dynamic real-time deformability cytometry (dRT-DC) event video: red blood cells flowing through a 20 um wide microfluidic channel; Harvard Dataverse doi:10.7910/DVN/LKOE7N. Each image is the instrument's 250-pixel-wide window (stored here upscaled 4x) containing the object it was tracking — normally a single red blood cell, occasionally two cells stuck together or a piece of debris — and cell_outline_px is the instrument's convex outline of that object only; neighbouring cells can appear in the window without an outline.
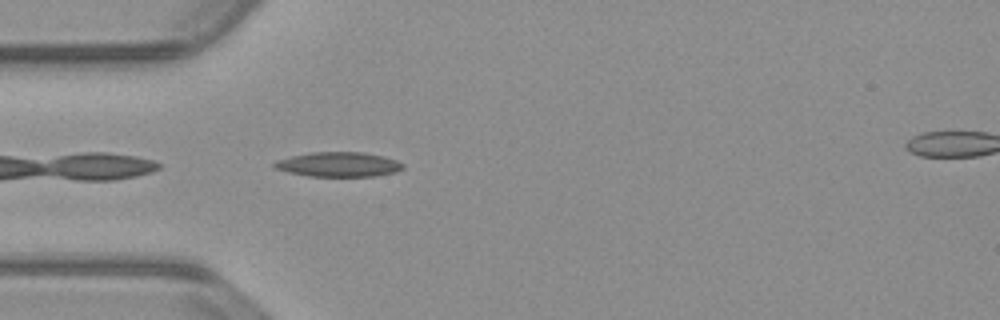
{"species": "common noctule bat (a hibernating species)", "species_latin": "Nyctalus noctula", "temperature_condition": "warm", "stored_images_in_passage": 39, "camera_frame_rate_fps": 3000, "um_per_image_px": 0.085, "animal": {"sex": "male", "body_mass_g": 23.1, "forearm_length_mm": 52.7}, "frame": {"image": 1, "passage_image": 2, "time_ms": 0.333, "image_size_px": [1000, 320], "cell_outline_px": [[404, 168], [396, 172], [376, 176], [308, 176], [288, 172], [276, 168], [272, 164], [276, 160], [292, 156], [312, 152], [364, 152], [384, 156], [396, 160], [404, 164]], "centroid_in_image_um": [28.81, 13.97], "position_along_channel_um": 56.2, "area_um2": 18.5}}
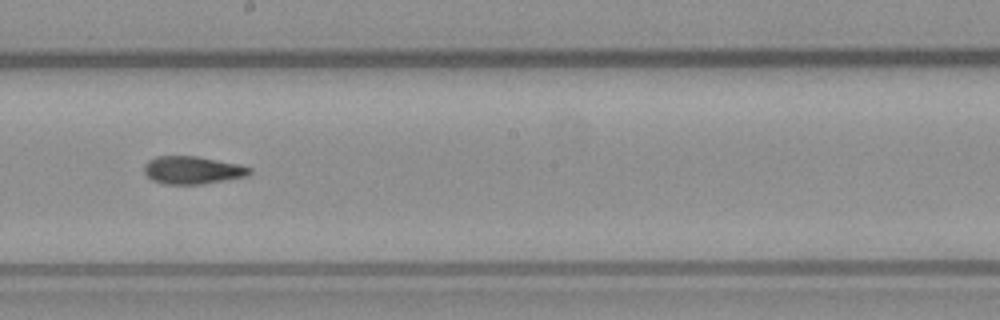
{"frame": {"image": 2, "passage_image": 16, "time_ms": 5.0, "image_size_px": [1000, 320], "cell_outline_px": [[252, 172], [248, 176], [204, 184], [164, 184], [152, 180], [144, 172], [144, 164], [148, 160], [156, 156], [196, 156], [240, 164], [252, 168]], "centroid_in_image_um": [16.38, 14.46], "position_along_channel_um": 231.8, "area_um2": 17.22}}
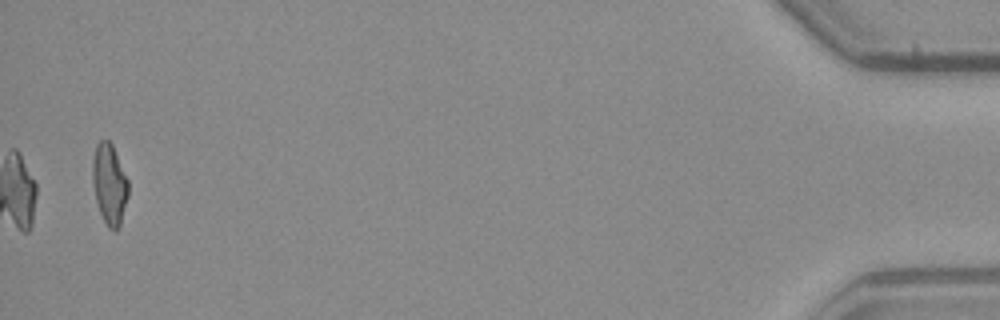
{"frame": {"image": 3, "passage_image": 39, "time_ms": 12.667, "image_size_px": [1000, 320], "cell_outline_px": [[128, 196], [120, 224], [116, 232], [108, 228], [100, 212], [96, 200], [92, 180], [92, 160], [96, 144], [100, 140], [108, 140], [112, 144], [128, 180]], "centroid_in_image_um": [9.29, 15.64], "position_along_channel_um": 425.9, "area_um2": 16.76}, "authors_computed_cell_mechanics": {"area_um2": 17.34, "velocity_mm_per_s": 3.8201, "shape_relaxation_time_tau1_ms": null, "shape_relaxation_time_tau2_ms": 6.0961, "deformation_change_tau1": null, "deformation_change_tau2": 0.1321}}